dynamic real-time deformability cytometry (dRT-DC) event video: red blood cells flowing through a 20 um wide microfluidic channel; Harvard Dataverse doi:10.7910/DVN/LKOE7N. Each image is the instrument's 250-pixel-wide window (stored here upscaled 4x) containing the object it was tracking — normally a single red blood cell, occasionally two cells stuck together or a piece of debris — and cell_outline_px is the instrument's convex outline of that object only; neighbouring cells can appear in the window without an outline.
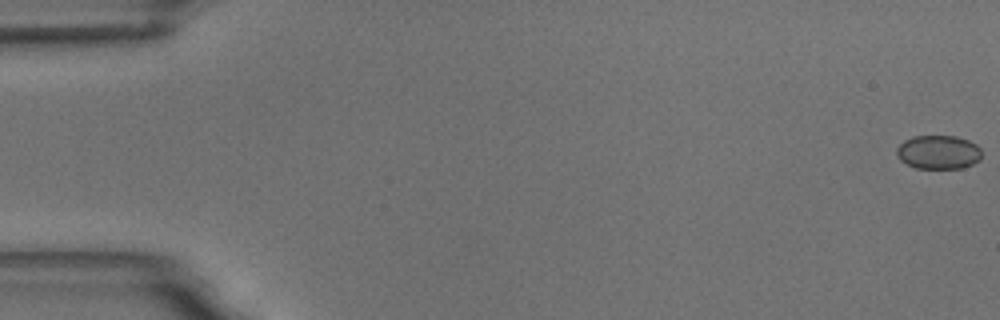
{"species": "common noctule bat (a hibernating species)", "species_latin": "Nyctalus noctula", "temperature_condition": "room temperature", "stored_images_in_passage": 58, "camera_frame_rate_fps": 3000, "um_per_image_px": 0.085, "animal": {"sex": "male", "body_mass_g": 18.8}, "frame": {"image": 1, "passage_image": 1, "time_ms": 0.0, "image_size_px": [1000, 320], "cell_outline_px": [[980, 160], [964, 168], [916, 168], [900, 160], [896, 152], [896, 148], [904, 140], [912, 136], [956, 136], [968, 140], [976, 144], [980, 148]], "centroid_in_image_um": [79.76, 12.93], "position_along_channel_um": 5.2, "area_um2": 16.76}}
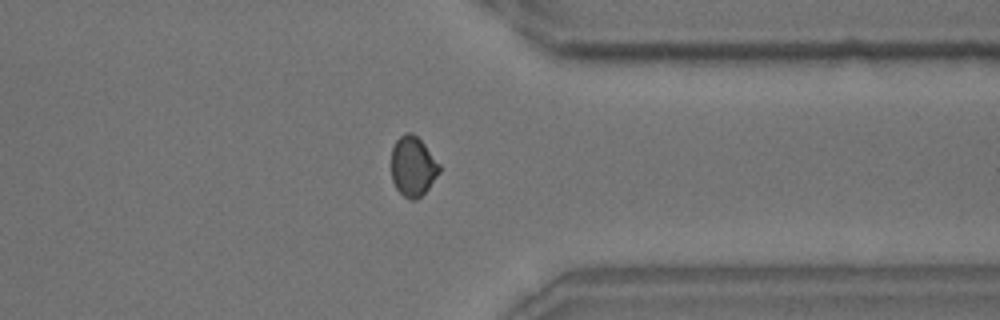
{"frame": {"image": 2, "passage_image": 46, "time_ms": 15.0, "image_size_px": [1000, 320], "cell_outline_px": [[440, 172], [428, 188], [416, 200], [408, 200], [396, 188], [392, 180], [392, 148], [396, 140], [404, 132], [412, 132], [424, 144], [440, 164]], "centroid_in_image_um": [35.09, 14.14], "position_along_channel_um": 376.3, "area_um2": 16.7}}
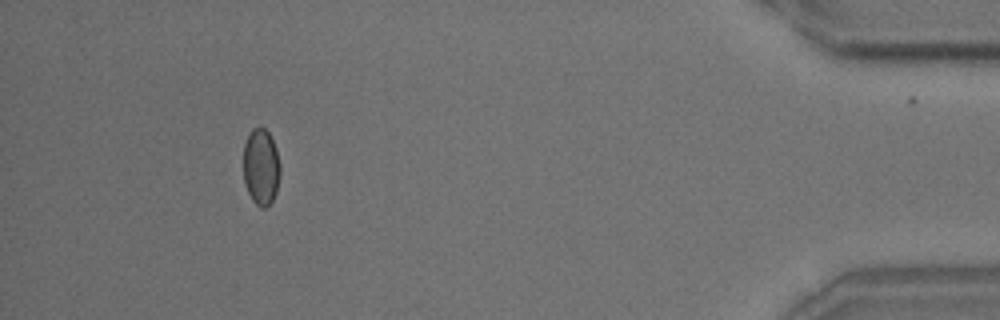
{"frame": {"image": 3, "passage_image": 54, "time_ms": 17.667, "image_size_px": [1000, 320], "cell_outline_px": [[280, 176], [276, 192], [272, 200], [264, 208], [260, 208], [252, 200], [244, 184], [244, 144], [252, 128], [264, 128], [268, 132], [276, 148], [280, 164]], "centroid_in_image_um": [22.19, 14.2], "position_along_channel_um": 413.0, "area_um2": 16.36}, "authors_computed_cell_mechanics": {"area_um2": 16.7042, "velocity_mm_per_s": 3.526, "shape_relaxation_time_tau1_ms": 3.5031, "shape_relaxation_time_tau2_ms": 3.268, "deformation_change_tau1": 0.0351, "deformation_change_tau2": 0.0274}}